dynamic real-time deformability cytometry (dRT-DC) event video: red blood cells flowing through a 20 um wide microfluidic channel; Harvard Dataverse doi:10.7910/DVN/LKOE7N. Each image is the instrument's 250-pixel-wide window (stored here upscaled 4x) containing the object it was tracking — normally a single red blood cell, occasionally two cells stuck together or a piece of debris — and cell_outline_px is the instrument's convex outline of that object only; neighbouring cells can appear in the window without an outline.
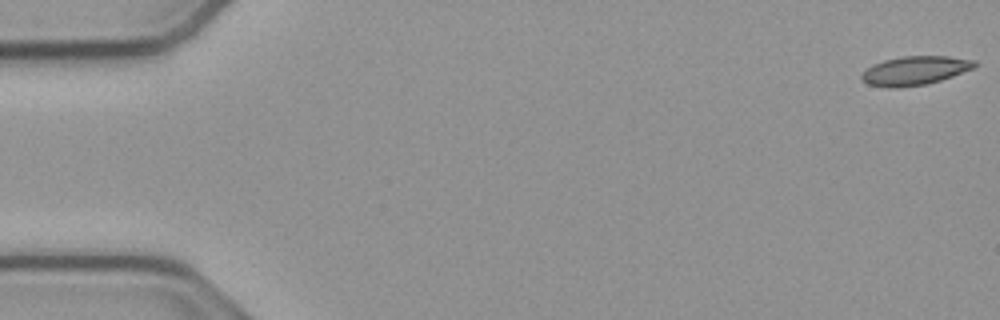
{"species": "common noctule bat (a hibernating species)", "species_latin": "Nyctalus noctula", "temperature_condition": "cold", "stored_images_in_passage": 54, "camera_frame_rate_fps": 3000, "um_per_image_px": 0.085, "animal": {"sex": "male", "body_mass_g": 23.1, "forearm_length_mm": 52.7}, "frame": {"image": 1, "passage_image": 1, "time_ms": 0.0, "image_size_px": [1000, 320], "cell_outline_px": [[980, 64], [972, 68], [952, 76], [940, 80], [924, 84], [896, 88], [888, 88], [868, 84], [860, 80], [860, 76], [872, 64], [884, 60], [904, 56], [948, 56], [976, 60]], "centroid_in_image_um": [77.76, 5.99], "position_along_channel_um": 7.2, "area_um2": 18.96}}
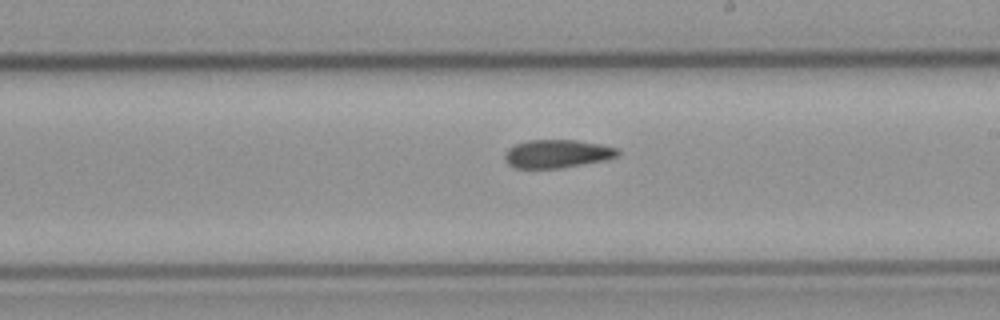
{"frame": {"image": 2, "passage_image": 31, "time_ms": 10.0, "image_size_px": [1000, 320], "cell_outline_px": [[620, 152], [616, 156], [604, 160], [560, 168], [516, 168], [508, 164], [504, 160], [504, 156], [508, 148], [516, 144], [528, 140], [576, 140], [600, 144], [616, 148]], "centroid_in_image_um": [47.32, 13.07], "position_along_channel_um": 241.7, "area_um2": 18.44}}
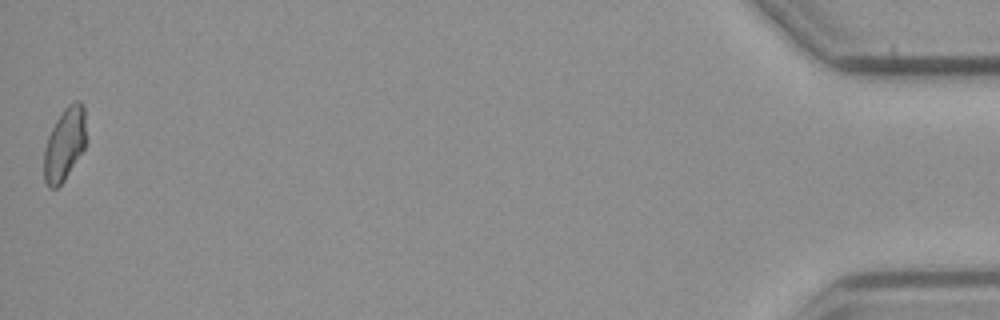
{"frame": {"image": 3, "passage_image": 54, "time_ms": 17.667, "image_size_px": [1000, 320], "cell_outline_px": [[84, 148], [64, 180], [56, 188], [48, 188], [44, 180], [44, 148], [48, 136], [56, 120], [64, 108], [68, 104], [76, 100], [80, 100], [84, 104]], "centroid_in_image_um": [5.46, 12.24], "position_along_channel_um": 429.7, "area_um2": 17.63}}